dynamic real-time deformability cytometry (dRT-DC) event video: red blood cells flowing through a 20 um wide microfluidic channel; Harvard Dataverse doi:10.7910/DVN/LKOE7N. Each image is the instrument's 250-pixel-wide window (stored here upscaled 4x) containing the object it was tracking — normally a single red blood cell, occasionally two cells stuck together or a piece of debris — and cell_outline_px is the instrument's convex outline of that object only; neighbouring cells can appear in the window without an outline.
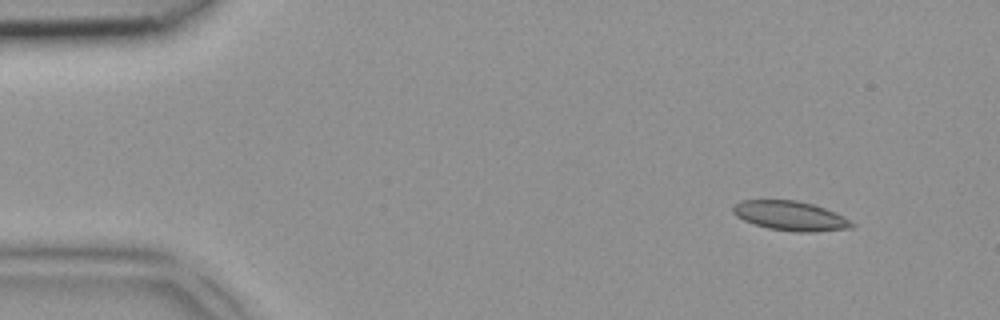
{"species": "common noctule bat (a hibernating species)", "species_latin": "Nyctalus noctula", "temperature_condition": "room temperature", "stored_images_in_passage": 4, "camera_frame_rate_fps": 3000, "um_per_image_px": 0.085, "animal": {"sex": "female", "body_mass_g": 18.4}, "frame": {"image": 1, "passage_image": 4, "time_ms": 1.0, "image_size_px": [1000, 320], "cell_outline_px": [[856, 224], [852, 228], [812, 232], [796, 232], [768, 228], [744, 220], [736, 216], [732, 212], [732, 208], [740, 200], [796, 200], [812, 204], [824, 208], [844, 216]], "centroid_in_image_um": [67.2, 18.35], "position_along_channel_um": 17.8, "area_um2": 20.35}}